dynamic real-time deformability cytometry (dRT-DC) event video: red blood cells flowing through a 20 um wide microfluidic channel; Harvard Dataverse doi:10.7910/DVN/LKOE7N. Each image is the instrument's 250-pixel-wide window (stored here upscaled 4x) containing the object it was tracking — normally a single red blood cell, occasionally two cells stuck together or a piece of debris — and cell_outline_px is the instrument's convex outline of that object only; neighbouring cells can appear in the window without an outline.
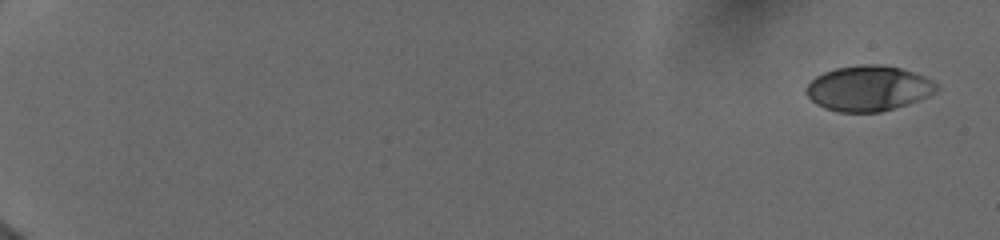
{"species": "human", "species_latin": "Homo sapiens", "temperature_condition": "cold", "stored_images_in_passage": 8, "camera_frame_rate_fps": 3000, "um_per_image_px": 0.085, "donor": {"sex": "female"}, "frame": {"image": 1, "passage_image": 1, "time_ms": 0.0, "image_size_px": [1000, 240], "cell_outline_px": [[940, 88], [936, 92], [928, 96], [908, 104], [880, 112], [836, 112], [824, 108], [816, 104], [804, 92], [804, 88], [816, 76], [824, 72], [836, 68], [856, 64], [880, 64], [900, 68], [924, 76], [932, 80]], "centroid_in_image_um": [73.8, 7.51], "position_along_channel_um": 11.2, "area_um2": 34.62}}
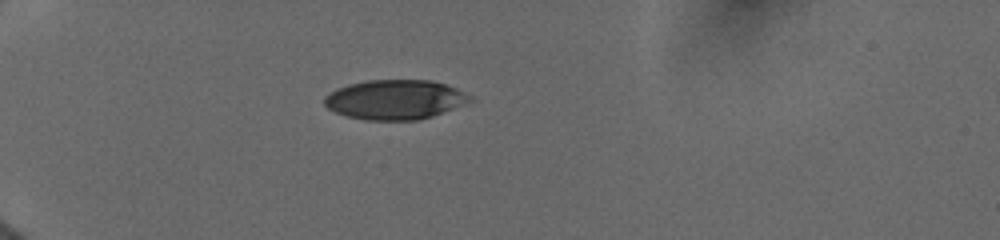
{"frame": {"image": 2, "passage_image": 6, "time_ms": 5.333, "image_size_px": [1000, 240], "cell_outline_px": [[472, 100], [432, 116], [420, 120], [364, 120], [348, 116], [336, 112], [328, 108], [324, 104], [324, 96], [328, 92], [336, 88], [348, 84], [368, 80], [432, 80], [456, 88], [472, 96]], "centroid_in_image_um": [33.53, 8.46], "position_along_channel_um": 51.5, "area_um2": 33.52}}
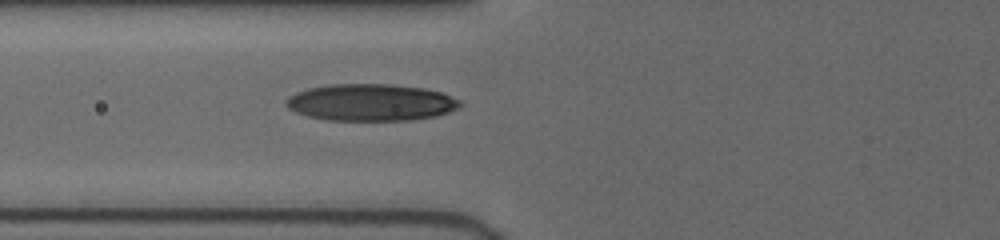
{"frame": {"image": 3, "passage_image": 8, "time_ms": 7.333, "image_size_px": [1000, 240], "cell_outline_px": [[464, 104], [460, 108], [436, 116], [408, 120], [328, 120], [308, 116], [296, 112], [288, 108], [284, 104], [284, 100], [288, 96], [296, 92], [308, 88], [332, 84], [392, 84], [424, 88], [440, 92], [460, 100]], "centroid_in_image_um": [31.51, 8.7], "position_along_channel_um": 94.3, "area_um2": 37.57}}